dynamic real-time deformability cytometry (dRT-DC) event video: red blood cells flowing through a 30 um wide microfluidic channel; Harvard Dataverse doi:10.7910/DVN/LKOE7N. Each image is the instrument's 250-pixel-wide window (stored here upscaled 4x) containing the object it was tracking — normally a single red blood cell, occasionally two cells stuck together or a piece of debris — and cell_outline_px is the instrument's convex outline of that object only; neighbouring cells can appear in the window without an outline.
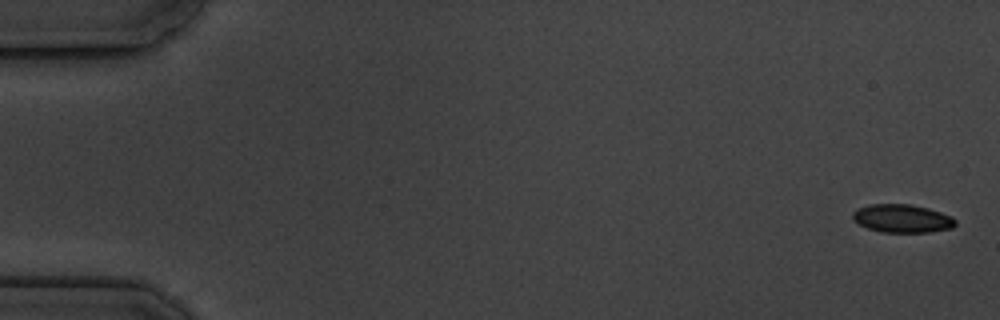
{"species": "common noctule bat (a hibernating species)", "species_latin": "Nyctalus noctula", "temperature_condition": "cold", "stored_images_in_passage": 6, "camera_frame_rate_fps": 3000, "um_per_image_px": 0.085, "animal": {"sex": "male", "body_mass_g": 19.5, "forearm_length_mm": 54.6}, "frame": {"image": 1, "passage_image": 1, "time_ms": 0.0, "image_size_px": [1000, 320], "cell_outline_px": [[956, 224], [952, 228], [932, 232], [880, 232], [868, 228], [852, 220], [852, 212], [856, 208], [868, 204], [912, 204], [928, 208], [952, 216], [956, 220]], "centroid_in_image_um": [76.67, 18.56], "position_along_channel_um": 8.3, "area_um2": 17.11}}